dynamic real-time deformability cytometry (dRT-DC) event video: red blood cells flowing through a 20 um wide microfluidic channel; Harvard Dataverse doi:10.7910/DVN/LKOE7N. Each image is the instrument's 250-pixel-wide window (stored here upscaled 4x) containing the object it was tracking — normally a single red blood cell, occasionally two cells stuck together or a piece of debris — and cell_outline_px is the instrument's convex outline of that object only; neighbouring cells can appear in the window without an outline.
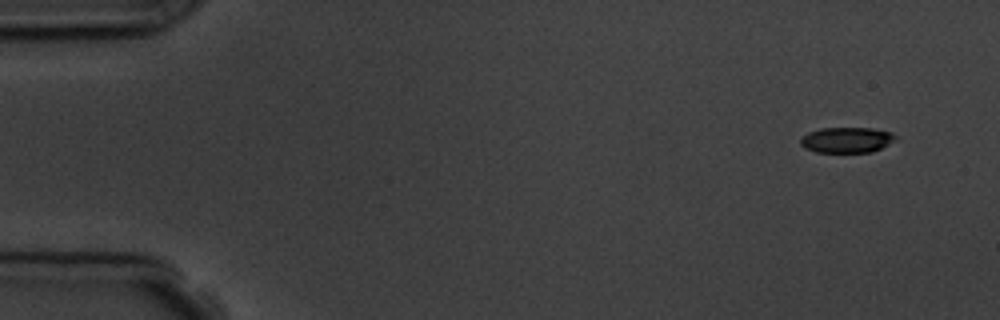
{"species": "common noctule bat (a hibernating species)", "species_latin": "Nyctalus noctula", "temperature_condition": "room temperature", "stored_images_in_passage": 5, "camera_frame_rate_fps": 3000, "um_per_image_px": 0.085, "animal": {"sex": "male", "body_mass_g": 19.5, "forearm_length_mm": 54.6}, "frame": {"image": 1, "passage_image": 1, "time_ms": 0.0, "image_size_px": [1000, 320], "cell_outline_px": [[896, 140], [872, 152], [816, 152], [804, 148], [800, 144], [800, 140], [808, 132], [820, 128], [872, 128], [892, 132], [896, 136]], "centroid_in_image_um": [71.97, 11.89], "position_along_channel_um": 13.0, "area_um2": 14.16}}